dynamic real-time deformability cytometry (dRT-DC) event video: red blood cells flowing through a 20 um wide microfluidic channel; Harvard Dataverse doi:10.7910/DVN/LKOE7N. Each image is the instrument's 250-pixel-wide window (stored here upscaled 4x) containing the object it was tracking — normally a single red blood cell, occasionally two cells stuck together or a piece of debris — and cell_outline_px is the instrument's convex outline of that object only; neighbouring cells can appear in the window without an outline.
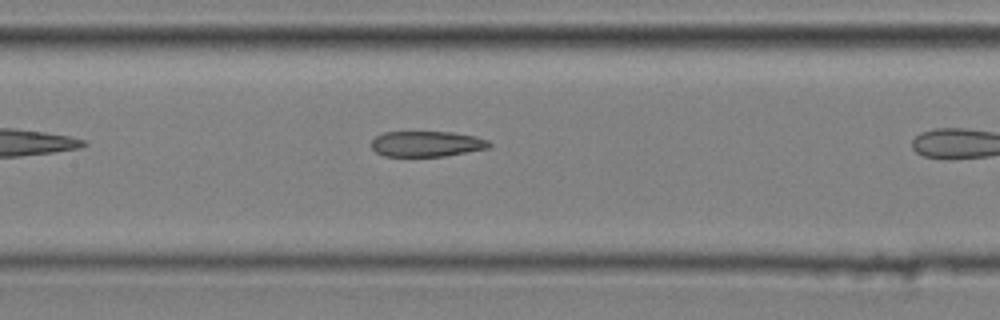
{"species": "common noctule bat (a hibernating species)", "species_latin": "Nyctalus noctula", "temperature_condition": "cold", "stored_images_in_passage": 15, "camera_frame_rate_fps": 3000, "um_per_image_px": 0.085, "animal": {"sex": "male", "body_mass_g": 20.4}, "frame": {"image": 1, "passage_image": 11, "time_ms": 3.333, "image_size_px": [1000, 320], "cell_outline_px": [[492, 144], [488, 148], [444, 156], [384, 156], [376, 152], [372, 148], [372, 140], [376, 136], [384, 132], [452, 132], [476, 136], [488, 140]], "centroid_in_image_um": [36.27, 12.22], "position_along_channel_um": 171.1, "area_um2": 17.51}}